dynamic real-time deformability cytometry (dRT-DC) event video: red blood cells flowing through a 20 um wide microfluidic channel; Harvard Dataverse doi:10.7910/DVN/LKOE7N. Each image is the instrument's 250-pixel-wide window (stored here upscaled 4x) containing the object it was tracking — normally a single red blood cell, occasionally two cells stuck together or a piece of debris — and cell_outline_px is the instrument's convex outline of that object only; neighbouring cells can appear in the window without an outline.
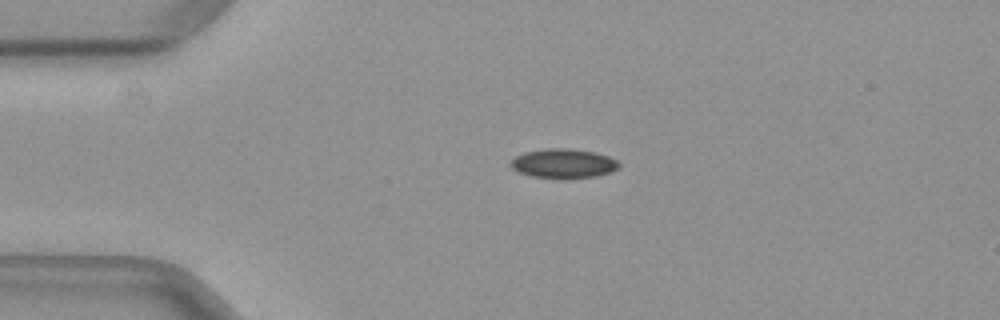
{"species": "common noctule bat (a hibernating species)", "species_latin": "Nyctalus noctula", "temperature_condition": "warm", "stored_images_in_passage": 40, "camera_frame_rate_fps": 3000, "um_per_image_px": 0.085, "animal": {"sex": "female", "body_mass_g": 29.2, "forearm_length_mm": 56.3}, "frame": {"image": 1, "passage_image": 1, "time_ms": 0.0, "image_size_px": [1000, 320], "cell_outline_px": [[620, 168], [596, 176], [564, 180], [532, 176], [520, 172], [512, 168], [508, 164], [516, 156], [524, 152], [544, 148], [568, 148], [596, 152], [608, 156], [616, 160], [620, 164]], "centroid_in_image_um": [47.89, 13.9], "position_along_channel_um": 37.1, "area_um2": 18.84}}